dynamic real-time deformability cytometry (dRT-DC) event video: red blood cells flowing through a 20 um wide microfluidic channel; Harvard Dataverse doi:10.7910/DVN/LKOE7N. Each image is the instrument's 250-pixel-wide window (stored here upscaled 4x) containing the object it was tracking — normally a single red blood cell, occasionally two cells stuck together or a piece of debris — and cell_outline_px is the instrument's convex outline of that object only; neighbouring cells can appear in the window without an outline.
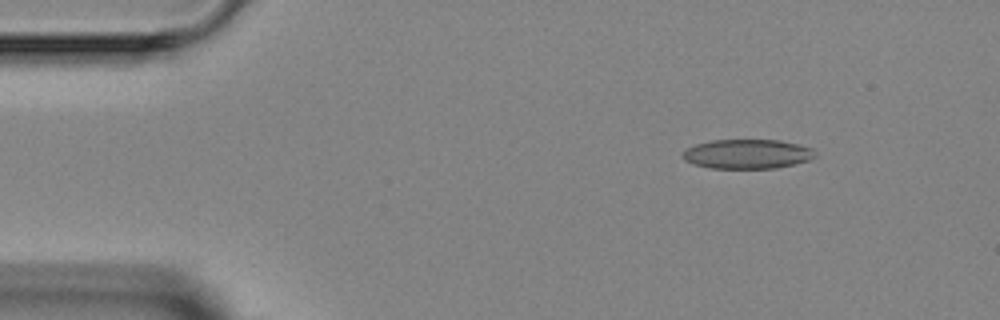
{"species": "Egyptian fruit bat (a non-hibernating species)", "species_latin": "Rousettus aegyptiacus", "temperature_condition": "room temperature", "stored_images_in_passage": 3, "camera_frame_rate_fps": 3000, "um_per_image_px": 0.085, "animal": {"sex": "female"}, "frame": {"image": 1, "passage_image": 1, "time_ms": 0.0, "image_size_px": [1000, 320], "cell_outline_px": [[816, 156], [808, 160], [796, 164], [776, 168], [708, 168], [684, 160], [680, 156], [688, 148], [696, 144], [712, 140], [780, 140], [812, 148], [816, 152]], "centroid_in_image_um": [63.53, 13.09], "position_along_channel_um": 21.5, "area_um2": 22.66}}
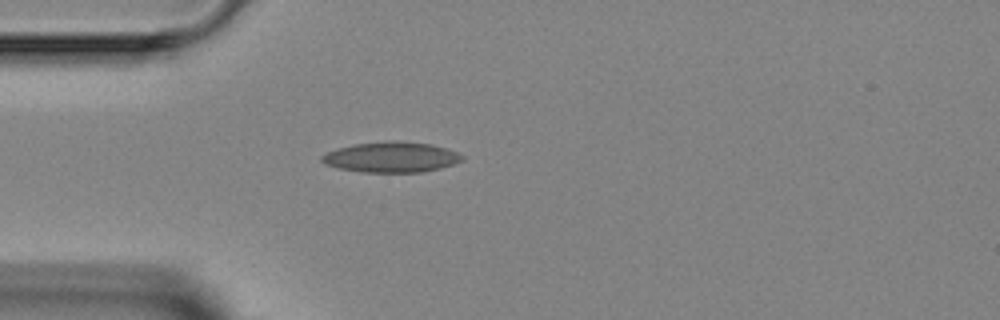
{"frame": {"image": 2, "passage_image": 3, "time_ms": 2.333, "image_size_px": [1000, 320], "cell_outline_px": [[464, 160], [440, 168], [420, 172], [364, 172], [340, 168], [324, 164], [320, 160], [320, 156], [328, 152], [340, 148], [356, 144], [432, 144], [448, 148], [464, 156]], "centroid_in_image_um": [33.28, 13.41], "position_along_channel_um": 51.7, "area_um2": 23.64}}